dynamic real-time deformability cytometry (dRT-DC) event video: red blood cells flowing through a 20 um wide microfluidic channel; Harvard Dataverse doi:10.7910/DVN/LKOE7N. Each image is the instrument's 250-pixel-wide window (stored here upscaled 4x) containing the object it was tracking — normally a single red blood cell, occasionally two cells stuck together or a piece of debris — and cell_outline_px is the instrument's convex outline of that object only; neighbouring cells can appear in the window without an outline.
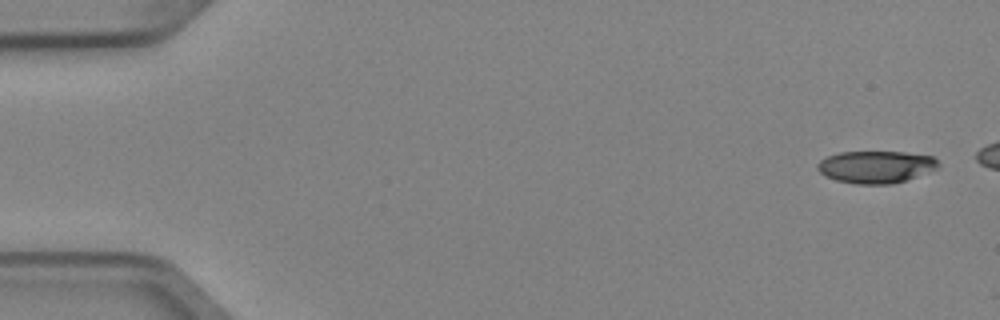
{"species": "Egyptian fruit bat (a non-hibernating species)", "species_latin": "Rousettus aegyptiacus", "temperature_condition": "cold", "stored_images_in_passage": 4, "camera_frame_rate_fps": 3000, "um_per_image_px": 0.085, "animal": {"sex": "female"}, "frame": {"image": 1, "passage_image": 1, "time_ms": 0.0, "image_size_px": [1000, 320], "cell_outline_px": [[940, 164], [936, 168], [904, 180], [892, 184], [856, 184], [836, 180], [820, 172], [816, 168], [816, 164], [820, 160], [828, 156], [840, 152], [904, 152], [932, 156]], "centroid_in_image_um": [74.41, 14.18], "position_along_channel_um": 10.6, "area_um2": 22.37}}